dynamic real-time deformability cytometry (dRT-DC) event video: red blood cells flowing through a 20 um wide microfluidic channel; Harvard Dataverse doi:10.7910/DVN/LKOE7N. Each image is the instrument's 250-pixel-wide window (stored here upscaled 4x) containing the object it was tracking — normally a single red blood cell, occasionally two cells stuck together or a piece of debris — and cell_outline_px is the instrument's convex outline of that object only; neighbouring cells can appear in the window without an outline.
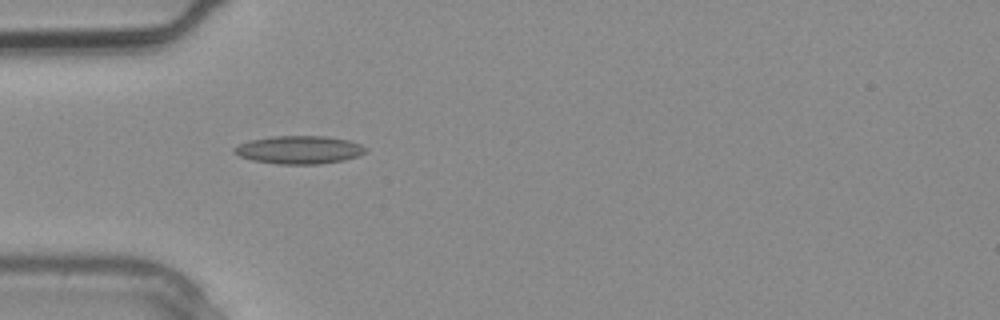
{"species": "common noctule bat (a hibernating species)", "species_latin": "Nyctalus noctula", "temperature_condition": "warm", "stored_images_in_passage": 2, "camera_frame_rate_fps": 3000, "um_per_image_px": 0.085, "animal": {"sex": "male", "body_mass_g": 20.4}, "frame": {"image": 1, "passage_image": 2, "time_ms": 0.333, "image_size_px": [1000, 320], "cell_outline_px": [[368, 148], [364, 152], [356, 156], [344, 160], [320, 164], [280, 164], [252, 160], [240, 156], [232, 152], [232, 148], [248, 140], [272, 136], [324, 136], [348, 140], [360, 144]], "centroid_in_image_um": [25.39, 12.73], "position_along_channel_um": 59.6, "area_um2": 21.44}}